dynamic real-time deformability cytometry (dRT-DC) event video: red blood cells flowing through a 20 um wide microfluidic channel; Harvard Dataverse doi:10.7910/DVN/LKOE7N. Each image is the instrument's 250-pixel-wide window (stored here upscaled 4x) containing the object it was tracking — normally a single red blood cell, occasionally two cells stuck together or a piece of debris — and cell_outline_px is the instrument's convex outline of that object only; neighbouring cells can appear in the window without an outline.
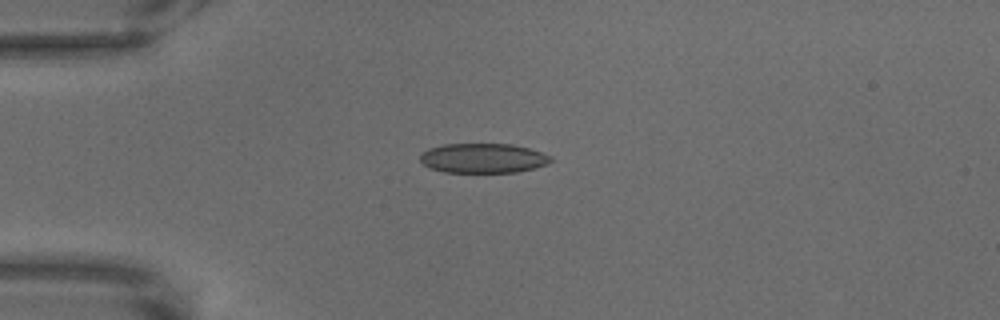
{"species": "common noctule bat (a hibernating species)", "species_latin": "Nyctalus noctula", "temperature_condition": "warm", "stored_images_in_passage": 51, "camera_frame_rate_fps": 3000, "um_per_image_px": 0.085, "animal": {"sex": "male", "body_mass_g": 18.8}, "frame": {"image": 1, "passage_image": 1, "time_ms": 0.0, "image_size_px": [1000, 320], "cell_outline_px": [[552, 160], [548, 164], [536, 168], [516, 172], [444, 172], [428, 168], [420, 160], [420, 156], [428, 148], [444, 144], [512, 144], [528, 148], [552, 156]], "centroid_in_image_um": [41.07, 13.45], "position_along_channel_um": 43.9, "area_um2": 22.6}}
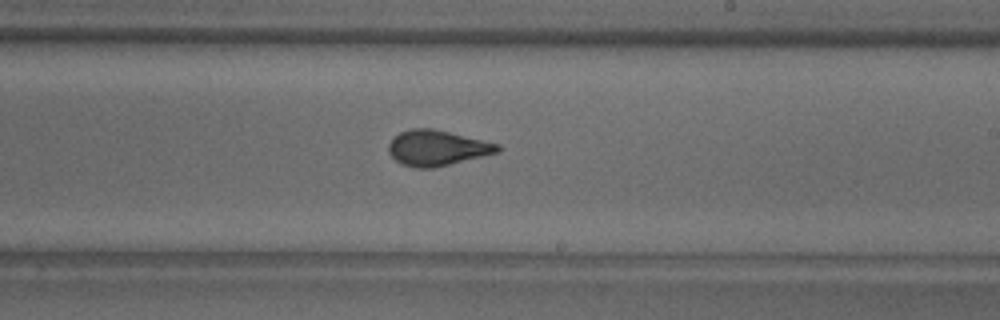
{"frame": {"image": 2, "passage_image": 24, "time_ms": 7.667, "image_size_px": [1000, 320], "cell_outline_px": [[500, 152], [432, 168], [416, 168], [400, 164], [388, 152], [388, 144], [400, 132], [412, 128], [432, 128], [500, 144]], "centroid_in_image_um": [37.14, 12.58], "position_along_channel_um": 251.9, "area_um2": 22.37}}
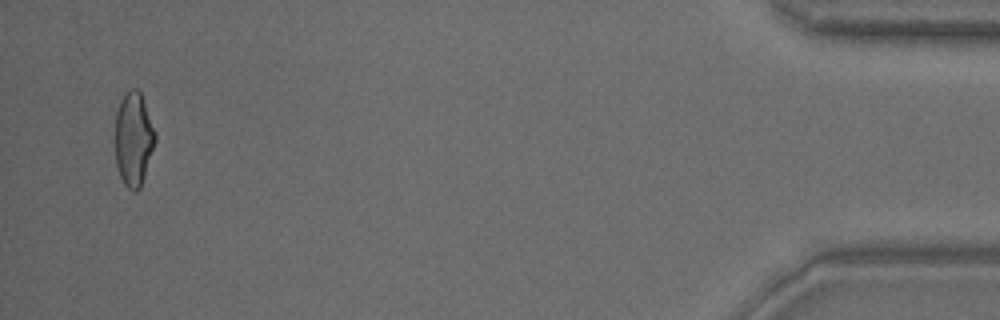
{"frame": {"image": 3, "passage_image": 49, "time_ms": 16.0, "image_size_px": [1000, 320], "cell_outline_px": [[156, 140], [140, 188], [136, 192], [132, 192], [124, 184], [120, 176], [116, 164], [116, 112], [120, 100], [124, 92], [128, 88], [136, 88], [140, 92], [156, 132]], "centroid_in_image_um": [11.35, 11.8], "position_along_channel_um": 423.8, "area_um2": 21.91}}